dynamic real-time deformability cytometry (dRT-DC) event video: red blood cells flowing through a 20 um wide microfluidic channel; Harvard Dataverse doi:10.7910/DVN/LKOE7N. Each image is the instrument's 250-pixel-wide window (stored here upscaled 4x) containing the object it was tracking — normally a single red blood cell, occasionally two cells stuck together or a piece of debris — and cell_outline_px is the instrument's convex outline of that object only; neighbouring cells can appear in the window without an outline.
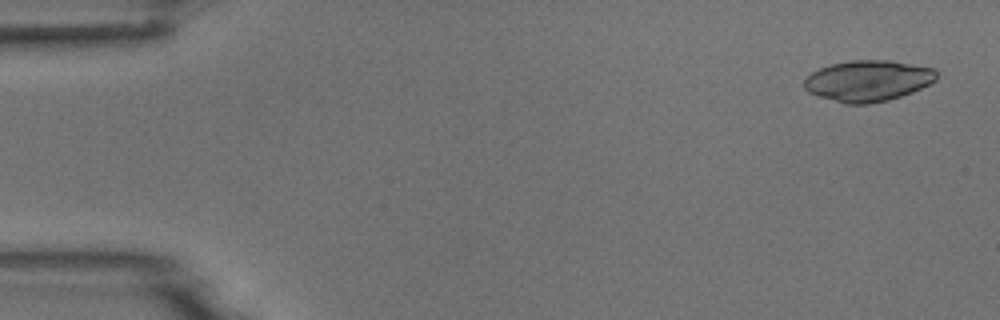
{"species": "common noctule bat (a hibernating species)", "species_latin": "Nyctalus noctula", "temperature_condition": "room temperature", "stored_images_in_passage": 5, "camera_frame_rate_fps": 3000, "um_per_image_px": 0.085, "animal": {"sex": "male", "body_mass_g": 18.8}, "frame": {"image": 1, "passage_image": 1, "time_ms": 0.0, "image_size_px": [1000, 320], "cell_outline_px": [[936, 80], [912, 92], [888, 100], [868, 104], [844, 104], [808, 92], [804, 88], [804, 80], [812, 72], [820, 68], [832, 64], [848, 60], [888, 60], [912, 64], [932, 68], [936, 72]], "centroid_in_image_um": [73.75, 6.87], "position_along_channel_um": 11.2, "area_um2": 31.44}}